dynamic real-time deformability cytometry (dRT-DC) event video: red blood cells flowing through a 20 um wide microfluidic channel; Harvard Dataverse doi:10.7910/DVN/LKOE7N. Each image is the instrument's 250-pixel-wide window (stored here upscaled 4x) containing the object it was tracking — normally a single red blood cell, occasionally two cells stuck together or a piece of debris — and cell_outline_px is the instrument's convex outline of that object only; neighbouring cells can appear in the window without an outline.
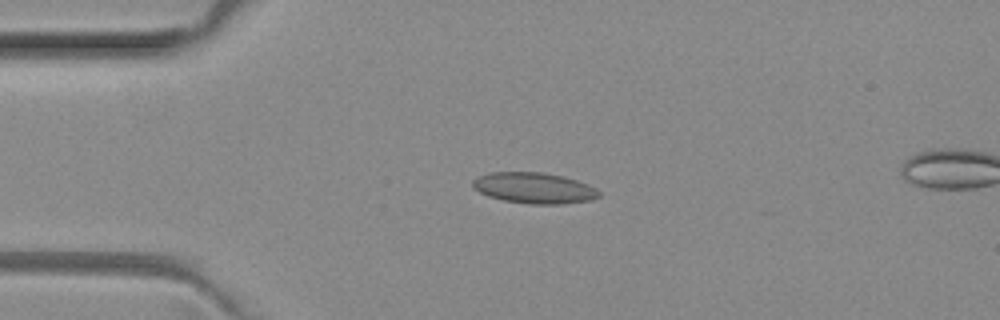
{"species": "common noctule bat (a hibernating species)", "species_latin": "Nyctalus noctula", "temperature_condition": "room temperature", "stored_images_in_passage": 5, "camera_frame_rate_fps": 3000, "um_per_image_px": 0.085, "animal": {"sex": "female", "body_mass_g": 29.2, "forearm_length_mm": 56.3}, "frame": {"image": 1, "passage_image": 3, "time_ms": 0.667, "image_size_px": [1000, 320], "cell_outline_px": [[600, 196], [592, 200], [560, 204], [528, 204], [504, 200], [488, 196], [472, 188], [472, 180], [488, 172], [544, 172], [564, 176], [588, 184], [596, 188], [600, 192]], "centroid_in_image_um": [45.41, 15.97], "position_along_channel_um": 39.6, "area_um2": 22.89}}